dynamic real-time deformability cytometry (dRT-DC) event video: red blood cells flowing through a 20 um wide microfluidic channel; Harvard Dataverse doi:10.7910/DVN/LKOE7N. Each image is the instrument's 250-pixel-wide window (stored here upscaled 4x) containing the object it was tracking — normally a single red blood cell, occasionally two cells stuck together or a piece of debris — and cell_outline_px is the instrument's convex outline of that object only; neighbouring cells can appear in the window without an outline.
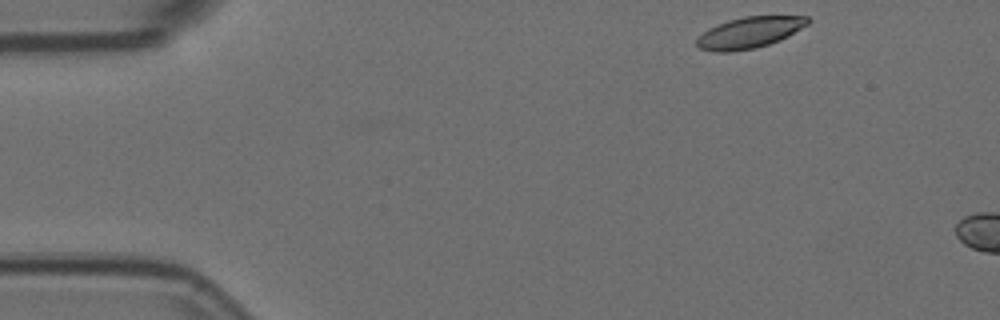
{"species": "Egyptian fruit bat (a non-hibernating species)", "species_latin": "Rousettus aegyptiacus", "temperature_condition": "room temperature", "stored_images_in_passage": 4, "camera_frame_rate_fps": 3000, "um_per_image_px": 0.085, "animal": {"sex": "female"}, "frame": {"image": 1, "passage_image": 1, "time_ms": 0.0, "image_size_px": [1000, 320], "cell_outline_px": [[812, 20], [808, 24], [788, 36], [780, 40], [756, 48], [732, 52], [716, 52], [700, 48], [696, 44], [696, 40], [708, 28], [716, 24], [728, 20], [744, 16], [808, 16]], "centroid_in_image_um": [63.71, 2.76], "position_along_channel_um": 21.3, "area_um2": 20.23}}